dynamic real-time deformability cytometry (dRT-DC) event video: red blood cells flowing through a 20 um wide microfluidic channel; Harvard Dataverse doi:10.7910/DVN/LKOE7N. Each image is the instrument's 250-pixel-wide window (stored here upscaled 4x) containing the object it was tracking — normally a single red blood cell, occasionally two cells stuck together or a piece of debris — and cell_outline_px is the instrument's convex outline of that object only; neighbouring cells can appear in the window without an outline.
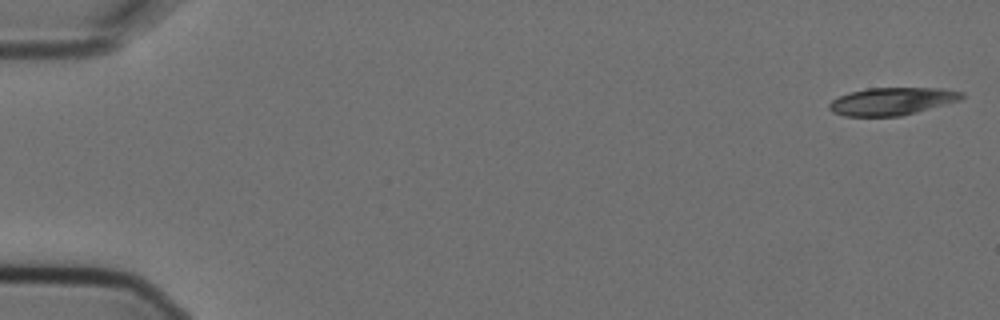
{"species": "Egyptian fruit bat (a non-hibernating species)", "species_latin": "Rousettus aegyptiacus", "temperature_condition": "cold", "stored_images_in_passage": 6, "camera_frame_rate_fps": 3000, "um_per_image_px": 0.085, "animal": {"sex": "female"}, "frame": {"image": 1, "passage_image": 1, "time_ms": 0.0, "image_size_px": [1000, 320], "cell_outline_px": [[964, 96], [960, 100], [916, 112], [900, 116], [844, 116], [832, 112], [828, 108], [828, 104], [832, 100], [848, 92], [868, 88], [940, 88], [964, 92]], "centroid_in_image_um": [75.79, 8.6], "position_along_channel_um": 9.2, "area_um2": 21.27}}
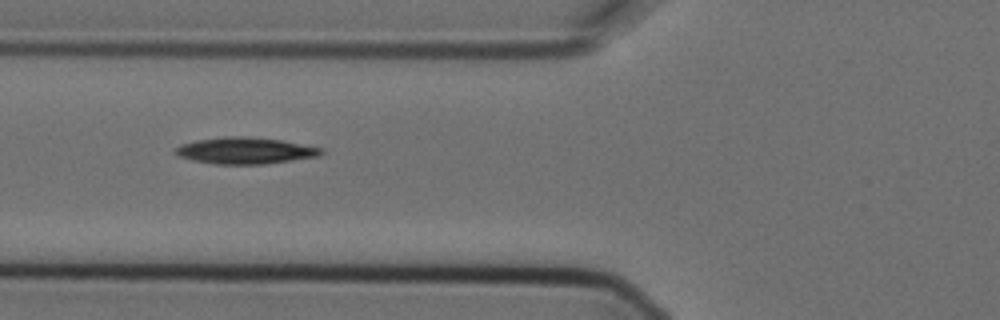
{"frame": {"image": 2, "passage_image": 6, "time_ms": 1.667, "image_size_px": [1000, 320], "cell_outline_px": [[324, 152], [320, 156], [264, 164], [216, 164], [192, 160], [180, 156], [172, 152], [180, 144], [196, 140], [224, 136], [248, 136], [280, 140], [324, 148]], "centroid_in_image_um": [20.84, 12.8], "position_along_channel_um": 105.0, "area_um2": 22.6}}